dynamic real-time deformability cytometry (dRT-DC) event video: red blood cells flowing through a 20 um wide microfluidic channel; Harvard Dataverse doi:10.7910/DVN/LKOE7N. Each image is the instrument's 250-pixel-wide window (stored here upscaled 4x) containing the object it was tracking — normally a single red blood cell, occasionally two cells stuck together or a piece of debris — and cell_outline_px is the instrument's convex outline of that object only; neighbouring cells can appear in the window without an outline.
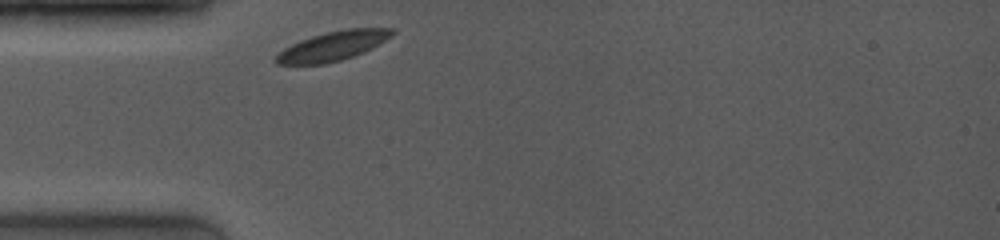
{"species": "common noctule bat (a hibernating species)", "species_latin": "Nyctalus noctula", "temperature_condition": "room temperature", "stored_images_in_passage": 22, "camera_frame_rate_fps": 4000, "um_per_image_px": 0.085, "animal": {"sex": "female", "body_mass_g": 19.0, "forearm_length_mm": 53.3}, "frame": {"image": 1, "passage_image": 1, "time_ms": 0.0, "image_size_px": [1000, 240], "cell_outline_px": [[396, 32], [392, 36], [372, 48], [364, 52], [340, 60], [324, 64], [276, 64], [272, 60], [284, 48], [300, 40], [312, 36], [328, 32], [348, 28], [396, 28]], "centroid_in_image_um": [28.31, 3.9], "position_along_channel_um": 56.7, "area_um2": 19.77}}
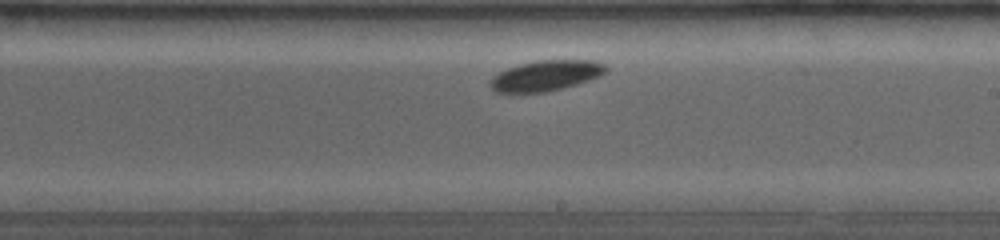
{"frame": {"image": 2, "passage_image": 11, "time_ms": 5.0, "image_size_px": [1000, 240], "cell_outline_px": [[608, 68], [600, 76], [576, 84], [544, 92], [496, 92], [488, 84], [492, 76], [508, 68], [520, 64], [540, 60], [596, 60], [604, 64]], "centroid_in_image_um": [46.39, 6.42], "position_along_channel_um": 242.6, "area_um2": 20.29}}
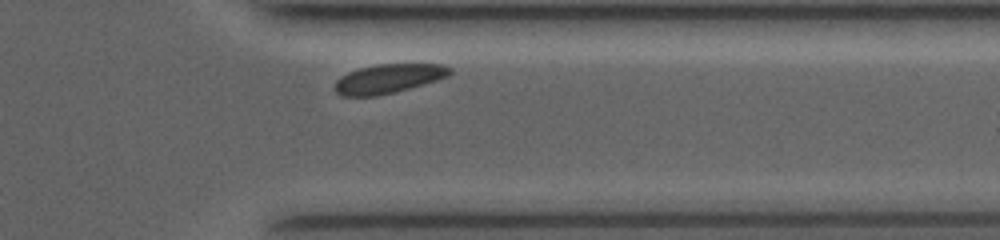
{"frame": {"image": 3, "passage_image": 20, "time_ms": 8.5, "image_size_px": [1000, 240], "cell_outline_px": [[452, 72], [448, 76], [424, 84], [376, 96], [340, 96], [332, 88], [332, 84], [340, 76], [348, 72], [360, 68], [376, 64], [444, 64], [452, 68]], "centroid_in_image_um": [32.96, 6.68], "position_along_channel_um": 378.4, "area_um2": 19.65}, "authors_computed_cell_mechanics": {"area_um2": 20.23, "velocity_mm_per_s": 3.8272, "shape_relaxation_time_tau1_ms": 1.862, "shape_relaxation_time_tau2_ms": null, "deformation_change_tau1": 0.0324, "deformation_change_tau2": null}}